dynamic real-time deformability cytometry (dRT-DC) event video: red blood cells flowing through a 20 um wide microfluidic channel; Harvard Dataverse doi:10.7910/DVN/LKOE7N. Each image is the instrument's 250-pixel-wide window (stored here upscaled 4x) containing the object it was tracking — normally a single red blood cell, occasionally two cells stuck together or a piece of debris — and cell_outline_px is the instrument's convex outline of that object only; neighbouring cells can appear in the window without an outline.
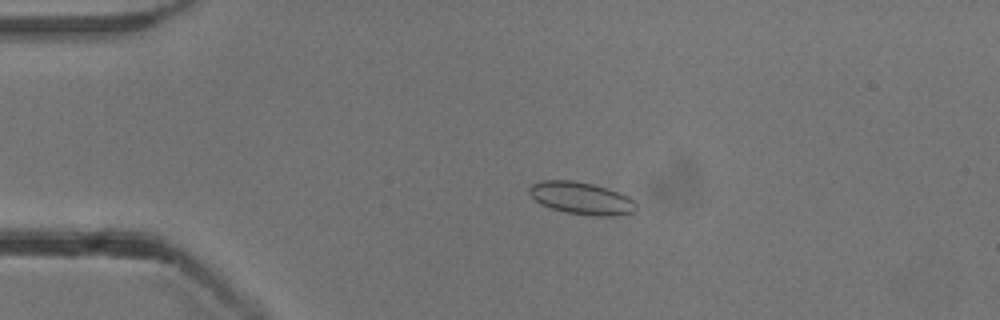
{"species": "common noctule bat (a hibernating species)", "species_latin": "Nyctalus noctula", "temperature_condition": "cold", "stored_images_in_passage": 54, "camera_frame_rate_fps": 3000, "um_per_image_px": 0.085, "animal": {"sex": "male", "body_mass_g": 13.3}, "frame": {"image": 1, "passage_image": 12, "time_ms": 3.667, "image_size_px": [1000, 320], "cell_outline_px": [[636, 212], [616, 216], [596, 216], [564, 212], [540, 204], [528, 192], [528, 188], [532, 184], [544, 180], [572, 180], [592, 184], [608, 188], [628, 196], [636, 204]], "centroid_in_image_um": [49.43, 16.85], "position_along_channel_um": 35.6, "area_um2": 20.17}}
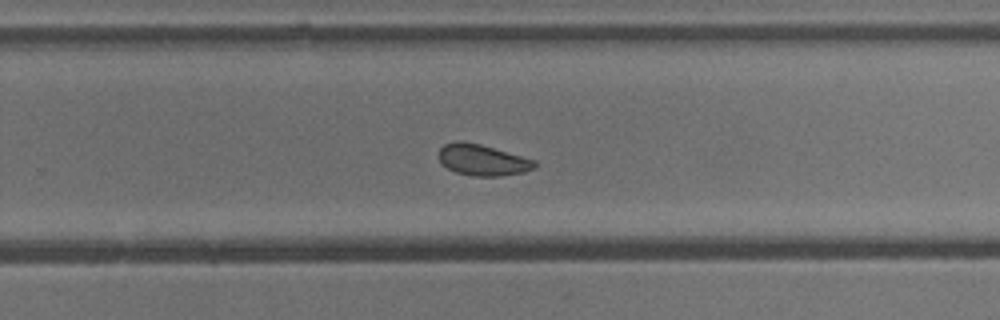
{"frame": {"image": 2, "passage_image": 35, "time_ms": 11.333, "image_size_px": [1000, 320], "cell_outline_px": [[536, 168], [524, 172], [500, 176], [476, 176], [456, 172], [448, 168], [440, 160], [440, 148], [444, 144], [456, 140], [460, 140], [480, 144], [536, 160]], "centroid_in_image_um": [41.04, 13.59], "position_along_channel_um": 288.8, "area_um2": 17.28}}
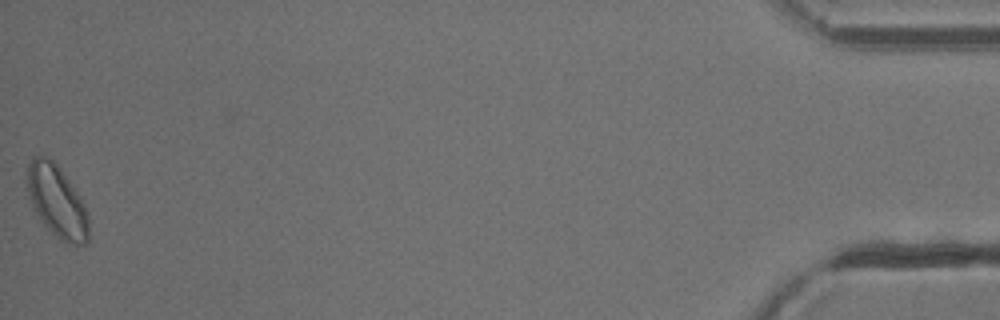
{"frame": {"image": 3, "passage_image": 54, "time_ms": 17.667, "image_size_px": [1000, 320], "cell_outline_px": [[88, 240], [84, 244], [76, 248], [60, 240], [44, 224], [36, 212], [28, 196], [28, 164], [32, 156], [44, 156], [52, 160], [56, 164], [80, 196], [88, 212]], "centroid_in_image_um": [4.87, 17.16], "position_along_channel_um": 430.3, "area_um2": 25.66}, "authors_computed_cell_mechanics": {"area_um2": 19.0451, "velocity_mm_per_s": 3.8225, "shape_relaxation_time_tau1_ms": 5.2178, "shape_relaxation_time_tau2_ms": 2.7007, "deformation_change_tau1": 0.059, "deformation_change_tau2": 0.0661}}